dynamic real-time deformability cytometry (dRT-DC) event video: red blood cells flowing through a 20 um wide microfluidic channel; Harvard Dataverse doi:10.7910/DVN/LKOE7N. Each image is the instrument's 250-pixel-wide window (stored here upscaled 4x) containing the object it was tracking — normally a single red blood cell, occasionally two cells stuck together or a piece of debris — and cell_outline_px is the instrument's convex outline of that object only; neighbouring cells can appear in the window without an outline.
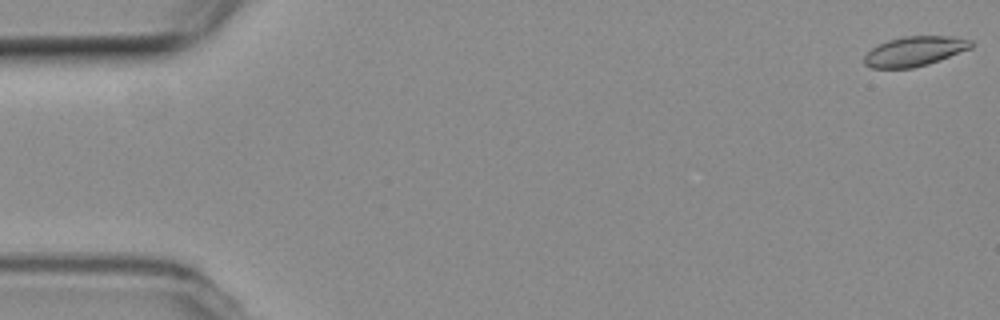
{"species": "common noctule bat (a hibernating species)", "species_latin": "Nyctalus noctula", "temperature_condition": "room temperature", "stored_images_in_passage": 14, "camera_frame_rate_fps": 3000, "um_per_image_px": 0.085, "animal": {"sex": "female", "body_mass_g": 19.3, "forearm_length_mm": 54.1}, "frame": {"image": 1, "passage_image": 1, "time_ms": 0.0, "image_size_px": [1000, 320], "cell_outline_px": [[972, 48], [928, 64], [912, 68], [872, 68], [864, 64], [864, 56], [872, 48], [888, 40], [904, 36], [956, 36], [972, 40]], "centroid_in_image_um": [77.76, 4.35], "position_along_channel_um": 7.2, "area_um2": 18.5}}
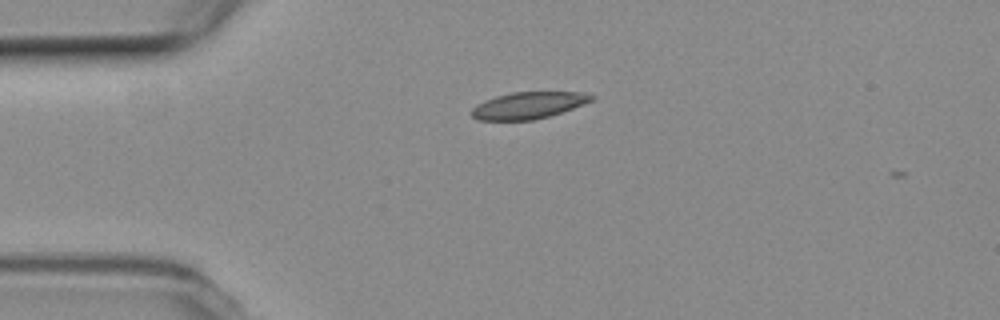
{"frame": {"image": 2, "passage_image": 13, "time_ms": 4.0, "image_size_px": [1000, 320], "cell_outline_px": [[596, 96], [592, 100], [572, 108], [548, 116], [532, 120], [476, 120], [472, 116], [472, 108], [476, 104], [484, 100], [496, 96], [512, 92], [584, 92]], "centroid_in_image_um": [44.88, 8.95], "position_along_channel_um": 40.1, "area_um2": 18.55}}